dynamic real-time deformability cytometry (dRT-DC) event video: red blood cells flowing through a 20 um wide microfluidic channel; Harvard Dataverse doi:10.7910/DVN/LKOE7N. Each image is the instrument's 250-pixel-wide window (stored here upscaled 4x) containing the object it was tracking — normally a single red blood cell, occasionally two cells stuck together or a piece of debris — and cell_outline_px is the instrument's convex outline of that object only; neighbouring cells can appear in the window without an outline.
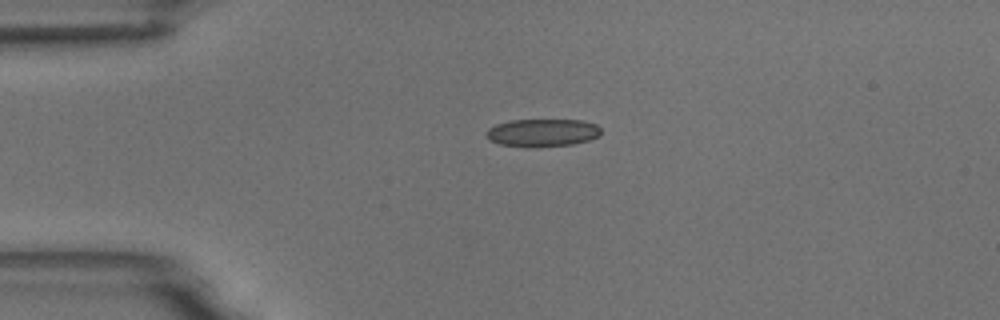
{"species": "common noctule bat (a hibernating species)", "species_latin": "Nyctalus noctula", "temperature_condition": "room temperature", "stored_images_in_passage": 5, "camera_frame_rate_fps": 3000, "um_per_image_px": 0.085, "animal": {"sex": "male", "body_mass_g": 18.8}, "frame": {"image": 1, "passage_image": 5, "time_ms": 5.667, "image_size_px": [1000, 320], "cell_outline_px": [[600, 136], [588, 140], [572, 144], [536, 148], [528, 148], [500, 144], [492, 140], [484, 132], [488, 128], [496, 124], [508, 120], [584, 120], [596, 124], [600, 128]], "centroid_in_image_um": [46.11, 11.28], "position_along_channel_um": 38.9, "area_um2": 18.79}}